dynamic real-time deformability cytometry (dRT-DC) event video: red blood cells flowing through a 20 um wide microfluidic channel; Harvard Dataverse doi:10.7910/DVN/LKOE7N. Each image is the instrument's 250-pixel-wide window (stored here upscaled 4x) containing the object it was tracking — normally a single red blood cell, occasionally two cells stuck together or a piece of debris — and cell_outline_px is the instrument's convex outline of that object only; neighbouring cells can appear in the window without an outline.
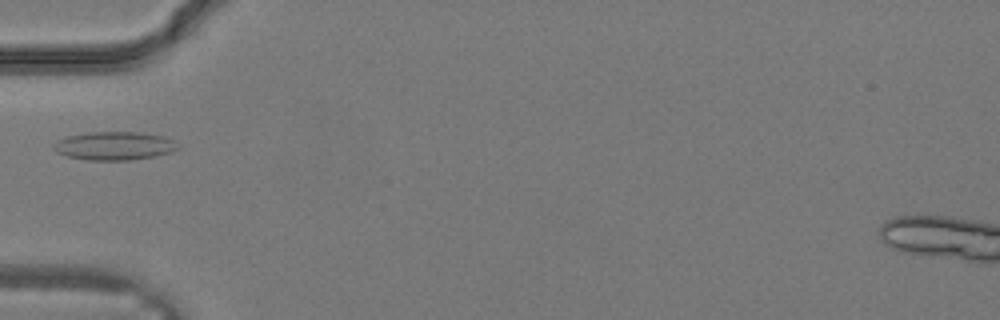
{"species": "common noctule bat (a hibernating species)", "species_latin": "Nyctalus noctula", "temperature_condition": "warm", "stored_images_in_passage": 22, "camera_frame_rate_fps": 3000, "um_per_image_px": 0.085, "animal": {"sex": "male", "body_mass_g": 19.2, "forearm_length_mm": 51.8}, "frame": {"image": 1, "passage_image": 1, "time_ms": 0.0, "image_size_px": [1000, 320], "cell_outline_px": [[180, 148], [172, 152], [156, 156], [128, 160], [88, 160], [68, 156], [56, 152], [52, 148], [52, 144], [56, 140], [68, 136], [88, 132], [136, 132], [164, 136], [172, 140]], "centroid_in_image_um": [9.69, 12.4], "position_along_channel_um": 75.3, "area_um2": 20.58}}
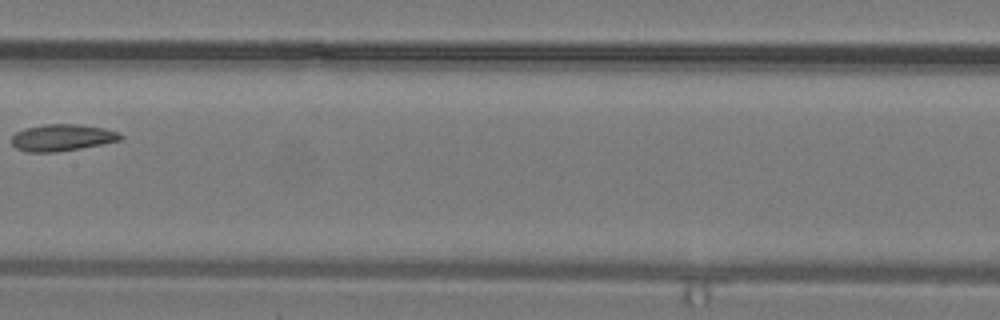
{"frame": {"image": 2, "passage_image": 7, "time_ms": 2.0, "image_size_px": [1000, 320], "cell_outline_px": [[124, 136], [120, 140], [80, 148], [56, 152], [28, 152], [16, 148], [12, 144], [12, 136], [16, 132], [24, 128], [44, 124], [80, 124], [104, 128], [116, 132]], "centroid_in_image_um": [5.25, 11.69], "position_along_channel_um": 202.2, "area_um2": 16.88}}
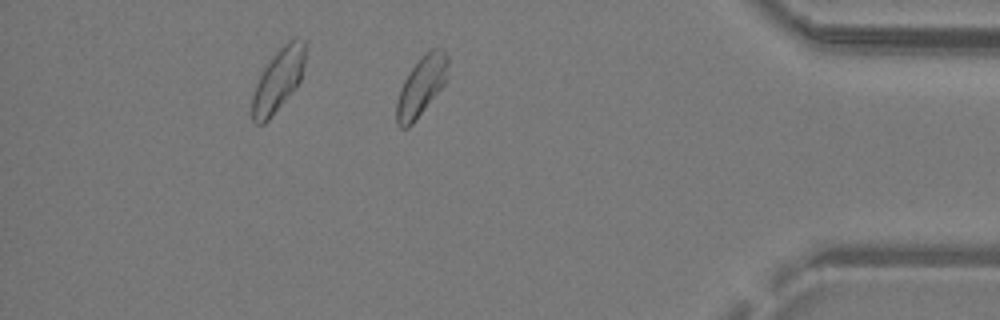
{"frame": {"image": 3, "passage_image": 18, "time_ms": 5.667, "image_size_px": [1000, 320], "cell_outline_px": [[448, 80], [412, 124], [408, 128], [400, 128], [396, 124], [396, 104], [400, 88], [404, 80], [412, 68], [432, 48], [440, 48], [448, 56]], "centroid_in_image_um": [35.82, 7.36], "position_along_channel_um": 399.4, "area_um2": 17.57}}